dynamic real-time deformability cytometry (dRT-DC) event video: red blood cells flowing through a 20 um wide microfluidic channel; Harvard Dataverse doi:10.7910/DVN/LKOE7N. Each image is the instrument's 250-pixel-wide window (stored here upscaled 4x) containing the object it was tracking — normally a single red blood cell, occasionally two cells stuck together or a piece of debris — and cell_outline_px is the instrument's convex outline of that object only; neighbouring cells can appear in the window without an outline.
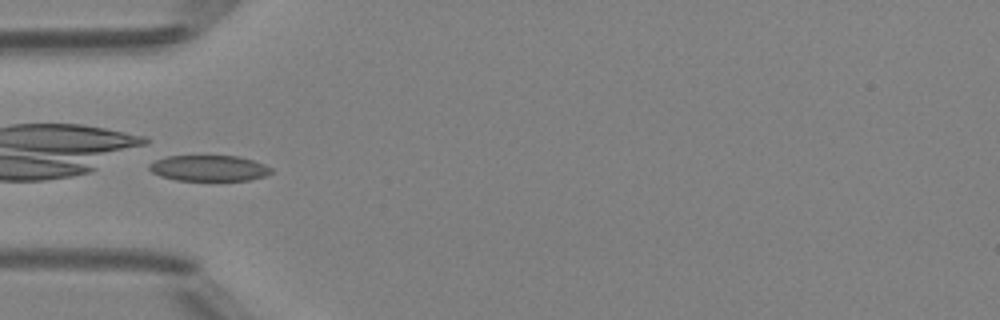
{"species": "Egyptian fruit bat (a non-hibernating species)", "species_latin": "Rousettus aegyptiacus", "temperature_condition": "room temperature", "stored_images_in_passage": 31, "camera_frame_rate_fps": 3000, "um_per_image_px": 0.085, "animal": {"sex": "female"}, "frame": {"image": 1, "passage_image": 1, "time_ms": 0.0, "image_size_px": [1000, 320], "cell_outline_px": [[272, 172], [264, 176], [248, 180], [176, 180], [160, 176], [152, 172], [148, 168], [148, 164], [156, 160], [168, 156], [236, 156], [252, 160], [264, 164], [272, 168]], "centroid_in_image_um": [17.74, 14.29], "position_along_channel_um": 67.3, "area_um2": 18.21}}
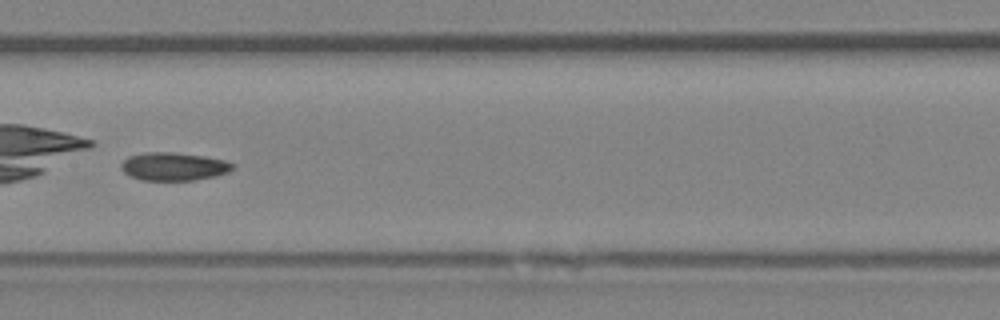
{"frame": {"image": 2, "passage_image": 10, "time_ms": 3.0, "image_size_px": [1000, 320], "cell_outline_px": [[232, 168], [228, 172], [216, 176], [192, 180], [140, 180], [124, 172], [120, 168], [120, 164], [128, 156], [144, 152], [172, 152], [204, 156], [224, 160], [232, 164]], "centroid_in_image_um": [14.72, 14.14], "position_along_channel_um": 192.7, "area_um2": 18.15}}